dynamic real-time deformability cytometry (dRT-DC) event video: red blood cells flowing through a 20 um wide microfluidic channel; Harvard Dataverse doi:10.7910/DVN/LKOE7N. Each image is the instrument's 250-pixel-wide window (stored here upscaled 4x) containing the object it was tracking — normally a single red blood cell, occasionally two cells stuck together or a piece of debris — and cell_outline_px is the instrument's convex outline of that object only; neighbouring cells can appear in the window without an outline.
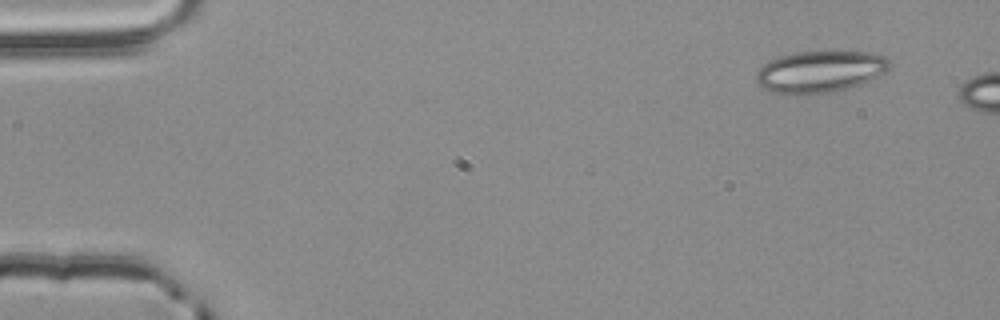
{"species": "common noctule bat (a hibernating species)", "species_latin": "Nyctalus noctula", "temperature_condition": "room temperature", "stored_images_in_passage": 2, "camera_frame_rate_fps": 3000, "um_per_image_px": 0.085, "animal": {"sex": "male", "body_mass_g": 20.4}, "frame": {"image": 1, "passage_image": 1, "time_ms": 0.0, "image_size_px": [1000, 320], "cell_outline_px": [[892, 64], [884, 72], [872, 80], [848, 88], [828, 92], [804, 96], [772, 92], [756, 84], [756, 72], [768, 60], [780, 56], [796, 52], [872, 52], [884, 56], [892, 60]], "centroid_in_image_um": [69.7, 6.1], "position_along_channel_um": 15.3, "area_um2": 32.71}}